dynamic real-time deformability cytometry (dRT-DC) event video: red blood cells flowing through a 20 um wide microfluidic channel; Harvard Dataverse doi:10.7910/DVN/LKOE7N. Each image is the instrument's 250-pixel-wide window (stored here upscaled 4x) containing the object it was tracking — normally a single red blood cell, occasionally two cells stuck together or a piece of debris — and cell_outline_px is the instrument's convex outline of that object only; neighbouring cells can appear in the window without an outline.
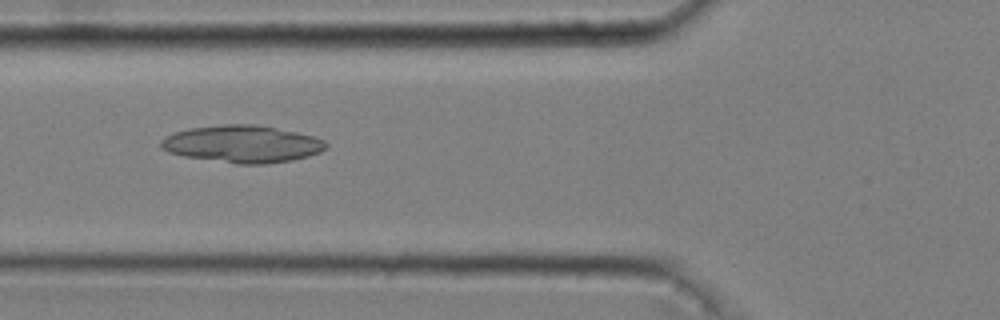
{"species": "common noctule bat (a hibernating species)", "species_latin": "Nyctalus noctula", "temperature_condition": "cold", "stored_images_in_passage": 34, "camera_frame_rate_fps": 3000, "um_per_image_px": 0.085, "animal": {"sex": "male", "body_mass_g": 20.4}, "frame": {"image": 1, "passage_image": 5, "time_ms": 1.333, "image_size_px": [1000, 320], "cell_outline_px": [[328, 148], [320, 152], [308, 156], [292, 160], [264, 164], [236, 164], [184, 156], [168, 152], [160, 148], [160, 140], [176, 132], [192, 128], [220, 124], [256, 124], [296, 132], [312, 136], [324, 140], [328, 144]], "centroid_in_image_um": [20.61, 12.24], "position_along_channel_um": 105.2, "area_um2": 35.78}}
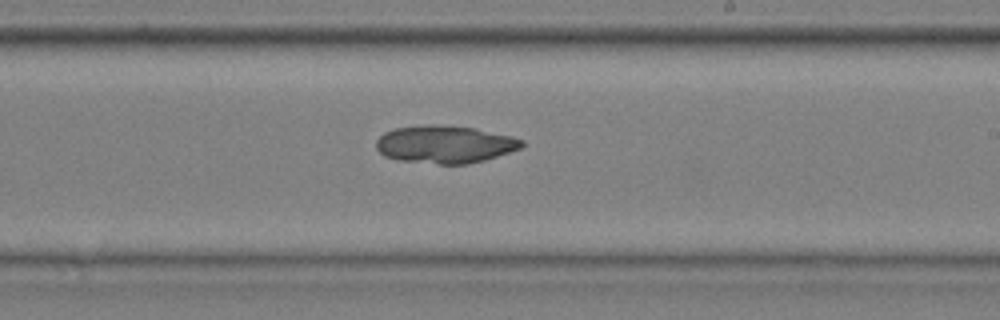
{"frame": {"image": 2, "passage_image": 17, "time_ms": 5.333, "image_size_px": [1000, 320], "cell_outline_px": [[524, 144], [520, 148], [484, 160], [468, 164], [440, 164], [396, 160], [384, 156], [376, 148], [376, 140], [384, 132], [396, 128], [420, 124], [432, 124], [476, 128], [512, 136], [524, 140]], "centroid_in_image_um": [37.79, 12.26], "position_along_channel_um": 251.2, "area_um2": 32.08}}
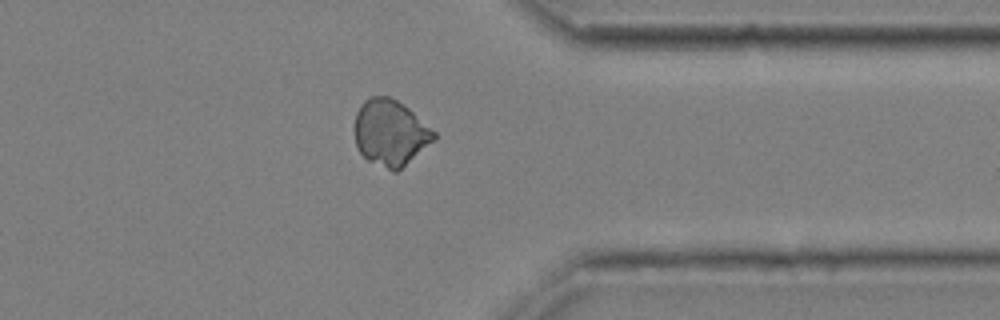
{"frame": {"image": 3, "passage_image": 28, "time_ms": 9.0, "image_size_px": [1000, 320], "cell_outline_px": [[436, 140], [396, 172], [392, 172], [368, 160], [360, 152], [356, 144], [352, 128], [356, 112], [360, 104], [364, 100], [372, 96], [388, 96], [404, 104], [436, 132]], "centroid_in_image_um": [33.16, 11.27], "position_along_channel_um": 378.2, "area_um2": 30.92}}